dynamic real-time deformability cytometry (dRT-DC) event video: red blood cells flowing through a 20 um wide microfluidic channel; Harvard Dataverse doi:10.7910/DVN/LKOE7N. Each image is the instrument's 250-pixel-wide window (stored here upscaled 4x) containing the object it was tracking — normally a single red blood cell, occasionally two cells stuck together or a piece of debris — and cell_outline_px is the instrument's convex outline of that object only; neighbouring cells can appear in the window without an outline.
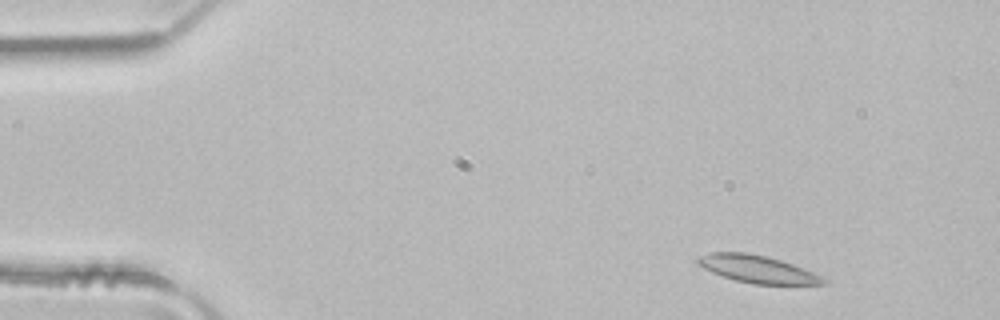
{"species": "common noctule bat (a hibernating species)", "species_latin": "Nyctalus noctula", "temperature_condition": "room temperature", "stored_images_in_passage": 3, "camera_frame_rate_fps": 3000, "um_per_image_px": 0.085, "animal": {"sex": "male", "body_mass_g": 21.5, "forearm_length_mm": 52.0}, "frame": {"image": 1, "passage_image": 1, "time_ms": 0.0, "image_size_px": [1000, 320], "cell_outline_px": [[828, 284], [752, 284], [736, 280], [712, 272], [696, 264], [696, 256], [708, 252], [748, 252], [768, 256], [804, 268], [828, 280]], "centroid_in_image_um": [64.34, 22.86], "position_along_channel_um": 20.7, "area_um2": 20.17}}
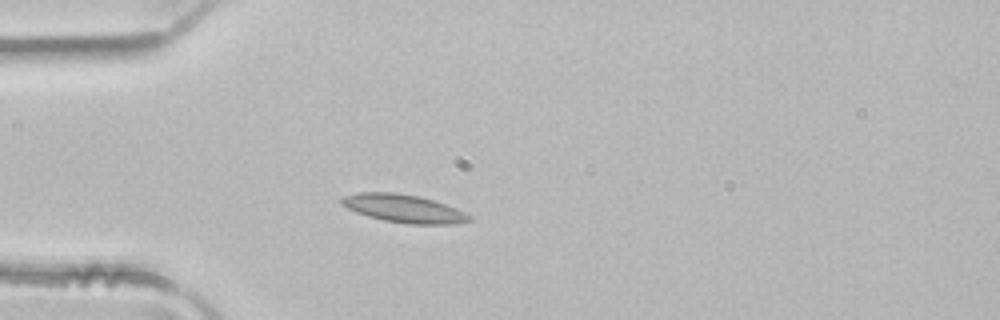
{"frame": {"image": 2, "passage_image": 3, "time_ms": 0.667, "image_size_px": [1000, 320], "cell_outline_px": [[472, 220], [456, 224], [408, 224], [384, 220], [368, 216], [356, 212], [340, 204], [340, 200], [344, 196], [360, 192], [396, 192], [420, 196], [456, 208], [472, 216]], "centroid_in_image_um": [34.32, 17.72], "position_along_channel_um": 50.7, "area_um2": 20.87}}